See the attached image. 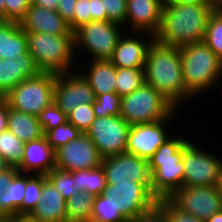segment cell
<instances>
[{
  "instance_id": "obj_37",
  "label": "cell",
  "mask_w": 222,
  "mask_h": 222,
  "mask_svg": "<svg viewBox=\"0 0 222 222\" xmlns=\"http://www.w3.org/2000/svg\"><path fill=\"white\" fill-rule=\"evenodd\" d=\"M93 104H79L67 115V121L81 133H86L95 120Z\"/></svg>"
},
{
  "instance_id": "obj_44",
  "label": "cell",
  "mask_w": 222,
  "mask_h": 222,
  "mask_svg": "<svg viewBox=\"0 0 222 222\" xmlns=\"http://www.w3.org/2000/svg\"><path fill=\"white\" fill-rule=\"evenodd\" d=\"M77 0H59L57 12L69 24L74 17V9Z\"/></svg>"
},
{
  "instance_id": "obj_46",
  "label": "cell",
  "mask_w": 222,
  "mask_h": 222,
  "mask_svg": "<svg viewBox=\"0 0 222 222\" xmlns=\"http://www.w3.org/2000/svg\"><path fill=\"white\" fill-rule=\"evenodd\" d=\"M9 104L4 98H0V133L7 130Z\"/></svg>"
},
{
  "instance_id": "obj_10",
  "label": "cell",
  "mask_w": 222,
  "mask_h": 222,
  "mask_svg": "<svg viewBox=\"0 0 222 222\" xmlns=\"http://www.w3.org/2000/svg\"><path fill=\"white\" fill-rule=\"evenodd\" d=\"M104 193L128 220L144 215L158 205V199L151 193V183L107 184Z\"/></svg>"
},
{
  "instance_id": "obj_14",
  "label": "cell",
  "mask_w": 222,
  "mask_h": 222,
  "mask_svg": "<svg viewBox=\"0 0 222 222\" xmlns=\"http://www.w3.org/2000/svg\"><path fill=\"white\" fill-rule=\"evenodd\" d=\"M95 98L93 89L78 69L57 75L53 102L66 115L79 104H93Z\"/></svg>"
},
{
  "instance_id": "obj_15",
  "label": "cell",
  "mask_w": 222,
  "mask_h": 222,
  "mask_svg": "<svg viewBox=\"0 0 222 222\" xmlns=\"http://www.w3.org/2000/svg\"><path fill=\"white\" fill-rule=\"evenodd\" d=\"M107 184L151 183L148 161L127 152L102 158Z\"/></svg>"
},
{
  "instance_id": "obj_38",
  "label": "cell",
  "mask_w": 222,
  "mask_h": 222,
  "mask_svg": "<svg viewBox=\"0 0 222 222\" xmlns=\"http://www.w3.org/2000/svg\"><path fill=\"white\" fill-rule=\"evenodd\" d=\"M37 118L43 131L55 129L67 121V115L54 102L44 108Z\"/></svg>"
},
{
  "instance_id": "obj_21",
  "label": "cell",
  "mask_w": 222,
  "mask_h": 222,
  "mask_svg": "<svg viewBox=\"0 0 222 222\" xmlns=\"http://www.w3.org/2000/svg\"><path fill=\"white\" fill-rule=\"evenodd\" d=\"M41 71L33 56L27 51L16 59H2L0 62V98L7 95L26 78H33Z\"/></svg>"
},
{
  "instance_id": "obj_19",
  "label": "cell",
  "mask_w": 222,
  "mask_h": 222,
  "mask_svg": "<svg viewBox=\"0 0 222 222\" xmlns=\"http://www.w3.org/2000/svg\"><path fill=\"white\" fill-rule=\"evenodd\" d=\"M16 168L19 173L46 175L56 168L55 150L47 143L44 136L26 142L23 157Z\"/></svg>"
},
{
  "instance_id": "obj_45",
  "label": "cell",
  "mask_w": 222,
  "mask_h": 222,
  "mask_svg": "<svg viewBox=\"0 0 222 222\" xmlns=\"http://www.w3.org/2000/svg\"><path fill=\"white\" fill-rule=\"evenodd\" d=\"M106 21L107 13L103 10L102 0H91V21Z\"/></svg>"
},
{
  "instance_id": "obj_17",
  "label": "cell",
  "mask_w": 222,
  "mask_h": 222,
  "mask_svg": "<svg viewBox=\"0 0 222 222\" xmlns=\"http://www.w3.org/2000/svg\"><path fill=\"white\" fill-rule=\"evenodd\" d=\"M154 40L150 33L125 31L109 61L119 68H144L148 49Z\"/></svg>"
},
{
  "instance_id": "obj_27",
  "label": "cell",
  "mask_w": 222,
  "mask_h": 222,
  "mask_svg": "<svg viewBox=\"0 0 222 222\" xmlns=\"http://www.w3.org/2000/svg\"><path fill=\"white\" fill-rule=\"evenodd\" d=\"M94 195L79 191L66 201V222H82L91 219Z\"/></svg>"
},
{
  "instance_id": "obj_33",
  "label": "cell",
  "mask_w": 222,
  "mask_h": 222,
  "mask_svg": "<svg viewBox=\"0 0 222 222\" xmlns=\"http://www.w3.org/2000/svg\"><path fill=\"white\" fill-rule=\"evenodd\" d=\"M46 175L26 174L25 195L23 198V214H30L42 200L43 182Z\"/></svg>"
},
{
  "instance_id": "obj_40",
  "label": "cell",
  "mask_w": 222,
  "mask_h": 222,
  "mask_svg": "<svg viewBox=\"0 0 222 222\" xmlns=\"http://www.w3.org/2000/svg\"><path fill=\"white\" fill-rule=\"evenodd\" d=\"M102 5L107 13V20L125 25L127 0H102Z\"/></svg>"
},
{
  "instance_id": "obj_3",
  "label": "cell",
  "mask_w": 222,
  "mask_h": 222,
  "mask_svg": "<svg viewBox=\"0 0 222 222\" xmlns=\"http://www.w3.org/2000/svg\"><path fill=\"white\" fill-rule=\"evenodd\" d=\"M174 132L176 136L172 135L167 138L148 160L151 193L158 200L170 198L183 186V147L190 138L186 137V134L182 136L180 132Z\"/></svg>"
},
{
  "instance_id": "obj_30",
  "label": "cell",
  "mask_w": 222,
  "mask_h": 222,
  "mask_svg": "<svg viewBox=\"0 0 222 222\" xmlns=\"http://www.w3.org/2000/svg\"><path fill=\"white\" fill-rule=\"evenodd\" d=\"M24 142L10 130L0 133V156L13 167H17L23 157Z\"/></svg>"
},
{
  "instance_id": "obj_16",
  "label": "cell",
  "mask_w": 222,
  "mask_h": 222,
  "mask_svg": "<svg viewBox=\"0 0 222 222\" xmlns=\"http://www.w3.org/2000/svg\"><path fill=\"white\" fill-rule=\"evenodd\" d=\"M56 168L64 171L93 169L101 165L102 157L86 133L55 150Z\"/></svg>"
},
{
  "instance_id": "obj_50",
  "label": "cell",
  "mask_w": 222,
  "mask_h": 222,
  "mask_svg": "<svg viewBox=\"0 0 222 222\" xmlns=\"http://www.w3.org/2000/svg\"><path fill=\"white\" fill-rule=\"evenodd\" d=\"M164 2L170 1V0H163ZM182 4H193V5H202L207 4L209 6H212L215 10L221 9L214 0H178Z\"/></svg>"
},
{
  "instance_id": "obj_42",
  "label": "cell",
  "mask_w": 222,
  "mask_h": 222,
  "mask_svg": "<svg viewBox=\"0 0 222 222\" xmlns=\"http://www.w3.org/2000/svg\"><path fill=\"white\" fill-rule=\"evenodd\" d=\"M30 5L31 0H6L5 21L20 22Z\"/></svg>"
},
{
  "instance_id": "obj_58",
  "label": "cell",
  "mask_w": 222,
  "mask_h": 222,
  "mask_svg": "<svg viewBox=\"0 0 222 222\" xmlns=\"http://www.w3.org/2000/svg\"><path fill=\"white\" fill-rule=\"evenodd\" d=\"M0 222H8L5 218H1Z\"/></svg>"
},
{
  "instance_id": "obj_5",
  "label": "cell",
  "mask_w": 222,
  "mask_h": 222,
  "mask_svg": "<svg viewBox=\"0 0 222 222\" xmlns=\"http://www.w3.org/2000/svg\"><path fill=\"white\" fill-rule=\"evenodd\" d=\"M26 36L28 52L41 72L59 75L77 69L74 35L26 32Z\"/></svg>"
},
{
  "instance_id": "obj_35",
  "label": "cell",
  "mask_w": 222,
  "mask_h": 222,
  "mask_svg": "<svg viewBox=\"0 0 222 222\" xmlns=\"http://www.w3.org/2000/svg\"><path fill=\"white\" fill-rule=\"evenodd\" d=\"M46 178L61 193L65 201L79 192L78 189L74 186L75 179L69 171L54 168L51 172L46 174Z\"/></svg>"
},
{
  "instance_id": "obj_48",
  "label": "cell",
  "mask_w": 222,
  "mask_h": 222,
  "mask_svg": "<svg viewBox=\"0 0 222 222\" xmlns=\"http://www.w3.org/2000/svg\"><path fill=\"white\" fill-rule=\"evenodd\" d=\"M59 0H31V4L46 8L49 10L57 11Z\"/></svg>"
},
{
  "instance_id": "obj_43",
  "label": "cell",
  "mask_w": 222,
  "mask_h": 222,
  "mask_svg": "<svg viewBox=\"0 0 222 222\" xmlns=\"http://www.w3.org/2000/svg\"><path fill=\"white\" fill-rule=\"evenodd\" d=\"M17 173L18 169L13 166L0 173V219L6 218V187Z\"/></svg>"
},
{
  "instance_id": "obj_20",
  "label": "cell",
  "mask_w": 222,
  "mask_h": 222,
  "mask_svg": "<svg viewBox=\"0 0 222 222\" xmlns=\"http://www.w3.org/2000/svg\"><path fill=\"white\" fill-rule=\"evenodd\" d=\"M25 32L46 33L52 35H74L69 24L54 10L31 4L25 16L19 22Z\"/></svg>"
},
{
  "instance_id": "obj_31",
  "label": "cell",
  "mask_w": 222,
  "mask_h": 222,
  "mask_svg": "<svg viewBox=\"0 0 222 222\" xmlns=\"http://www.w3.org/2000/svg\"><path fill=\"white\" fill-rule=\"evenodd\" d=\"M109 199L104 192L95 196L91 219L96 222H127L128 219Z\"/></svg>"
},
{
  "instance_id": "obj_1",
  "label": "cell",
  "mask_w": 222,
  "mask_h": 222,
  "mask_svg": "<svg viewBox=\"0 0 222 222\" xmlns=\"http://www.w3.org/2000/svg\"><path fill=\"white\" fill-rule=\"evenodd\" d=\"M145 81L153 86L177 110L196 99L186 88L182 75L181 54L178 46H167L156 40L146 56ZM183 103V105H182Z\"/></svg>"
},
{
  "instance_id": "obj_6",
  "label": "cell",
  "mask_w": 222,
  "mask_h": 222,
  "mask_svg": "<svg viewBox=\"0 0 222 222\" xmlns=\"http://www.w3.org/2000/svg\"><path fill=\"white\" fill-rule=\"evenodd\" d=\"M176 110L153 86L147 83L121 97L120 116L130 126L163 120L170 117Z\"/></svg>"
},
{
  "instance_id": "obj_9",
  "label": "cell",
  "mask_w": 222,
  "mask_h": 222,
  "mask_svg": "<svg viewBox=\"0 0 222 222\" xmlns=\"http://www.w3.org/2000/svg\"><path fill=\"white\" fill-rule=\"evenodd\" d=\"M206 148L193 139L183 147V186L216 187L222 167V157H217V153L212 154Z\"/></svg>"
},
{
  "instance_id": "obj_7",
  "label": "cell",
  "mask_w": 222,
  "mask_h": 222,
  "mask_svg": "<svg viewBox=\"0 0 222 222\" xmlns=\"http://www.w3.org/2000/svg\"><path fill=\"white\" fill-rule=\"evenodd\" d=\"M124 32L122 25L109 20L91 21L82 25L74 32L76 59L79 57L78 53L83 57L81 52L84 51L87 59L109 60Z\"/></svg>"
},
{
  "instance_id": "obj_25",
  "label": "cell",
  "mask_w": 222,
  "mask_h": 222,
  "mask_svg": "<svg viewBox=\"0 0 222 222\" xmlns=\"http://www.w3.org/2000/svg\"><path fill=\"white\" fill-rule=\"evenodd\" d=\"M7 126L8 130L24 143L44 136L42 126L36 116L16 111L10 107Z\"/></svg>"
},
{
  "instance_id": "obj_54",
  "label": "cell",
  "mask_w": 222,
  "mask_h": 222,
  "mask_svg": "<svg viewBox=\"0 0 222 222\" xmlns=\"http://www.w3.org/2000/svg\"><path fill=\"white\" fill-rule=\"evenodd\" d=\"M10 165L6 162V160L0 156V173L7 170Z\"/></svg>"
},
{
  "instance_id": "obj_57",
  "label": "cell",
  "mask_w": 222,
  "mask_h": 222,
  "mask_svg": "<svg viewBox=\"0 0 222 222\" xmlns=\"http://www.w3.org/2000/svg\"><path fill=\"white\" fill-rule=\"evenodd\" d=\"M82 222H96V221H94V220H92V219H89V220L82 221Z\"/></svg>"
},
{
  "instance_id": "obj_41",
  "label": "cell",
  "mask_w": 222,
  "mask_h": 222,
  "mask_svg": "<svg viewBox=\"0 0 222 222\" xmlns=\"http://www.w3.org/2000/svg\"><path fill=\"white\" fill-rule=\"evenodd\" d=\"M74 11L73 20L69 23L73 32L91 22V0H77Z\"/></svg>"
},
{
  "instance_id": "obj_52",
  "label": "cell",
  "mask_w": 222,
  "mask_h": 222,
  "mask_svg": "<svg viewBox=\"0 0 222 222\" xmlns=\"http://www.w3.org/2000/svg\"><path fill=\"white\" fill-rule=\"evenodd\" d=\"M6 0H0V21H5Z\"/></svg>"
},
{
  "instance_id": "obj_53",
  "label": "cell",
  "mask_w": 222,
  "mask_h": 222,
  "mask_svg": "<svg viewBox=\"0 0 222 222\" xmlns=\"http://www.w3.org/2000/svg\"><path fill=\"white\" fill-rule=\"evenodd\" d=\"M216 188L218 190V193L222 197V167H221L220 172H219Z\"/></svg>"
},
{
  "instance_id": "obj_32",
  "label": "cell",
  "mask_w": 222,
  "mask_h": 222,
  "mask_svg": "<svg viewBox=\"0 0 222 222\" xmlns=\"http://www.w3.org/2000/svg\"><path fill=\"white\" fill-rule=\"evenodd\" d=\"M204 42L222 60V8L210 15Z\"/></svg>"
},
{
  "instance_id": "obj_49",
  "label": "cell",
  "mask_w": 222,
  "mask_h": 222,
  "mask_svg": "<svg viewBox=\"0 0 222 222\" xmlns=\"http://www.w3.org/2000/svg\"><path fill=\"white\" fill-rule=\"evenodd\" d=\"M8 222H38L30 214H12L5 218Z\"/></svg>"
},
{
  "instance_id": "obj_24",
  "label": "cell",
  "mask_w": 222,
  "mask_h": 222,
  "mask_svg": "<svg viewBox=\"0 0 222 222\" xmlns=\"http://www.w3.org/2000/svg\"><path fill=\"white\" fill-rule=\"evenodd\" d=\"M28 51L26 32L16 21H0V59H16Z\"/></svg>"
},
{
  "instance_id": "obj_18",
  "label": "cell",
  "mask_w": 222,
  "mask_h": 222,
  "mask_svg": "<svg viewBox=\"0 0 222 222\" xmlns=\"http://www.w3.org/2000/svg\"><path fill=\"white\" fill-rule=\"evenodd\" d=\"M163 6V0H127L124 29L155 35L160 27Z\"/></svg>"
},
{
  "instance_id": "obj_34",
  "label": "cell",
  "mask_w": 222,
  "mask_h": 222,
  "mask_svg": "<svg viewBox=\"0 0 222 222\" xmlns=\"http://www.w3.org/2000/svg\"><path fill=\"white\" fill-rule=\"evenodd\" d=\"M43 132H44V137L47 140V143L54 150H57L61 146L66 145L68 142L76 139L81 133L76 127H74L68 121L59 125L55 129Z\"/></svg>"
},
{
  "instance_id": "obj_22",
  "label": "cell",
  "mask_w": 222,
  "mask_h": 222,
  "mask_svg": "<svg viewBox=\"0 0 222 222\" xmlns=\"http://www.w3.org/2000/svg\"><path fill=\"white\" fill-rule=\"evenodd\" d=\"M82 62V65L81 61L79 62L81 68L77 65V69L86 78L96 97L105 93H116L115 65L109 60H87L86 62L84 60ZM86 63H88L87 66Z\"/></svg>"
},
{
  "instance_id": "obj_55",
  "label": "cell",
  "mask_w": 222,
  "mask_h": 222,
  "mask_svg": "<svg viewBox=\"0 0 222 222\" xmlns=\"http://www.w3.org/2000/svg\"><path fill=\"white\" fill-rule=\"evenodd\" d=\"M159 222H170L160 207H159Z\"/></svg>"
},
{
  "instance_id": "obj_13",
  "label": "cell",
  "mask_w": 222,
  "mask_h": 222,
  "mask_svg": "<svg viewBox=\"0 0 222 222\" xmlns=\"http://www.w3.org/2000/svg\"><path fill=\"white\" fill-rule=\"evenodd\" d=\"M169 199L182 211L204 222L222 210V197L216 187L182 186Z\"/></svg>"
},
{
  "instance_id": "obj_56",
  "label": "cell",
  "mask_w": 222,
  "mask_h": 222,
  "mask_svg": "<svg viewBox=\"0 0 222 222\" xmlns=\"http://www.w3.org/2000/svg\"><path fill=\"white\" fill-rule=\"evenodd\" d=\"M214 2H215L220 8H222V0H214Z\"/></svg>"
},
{
  "instance_id": "obj_2",
  "label": "cell",
  "mask_w": 222,
  "mask_h": 222,
  "mask_svg": "<svg viewBox=\"0 0 222 222\" xmlns=\"http://www.w3.org/2000/svg\"><path fill=\"white\" fill-rule=\"evenodd\" d=\"M214 10L205 3L191 5L178 0L164 2L155 40L163 45L178 47L204 42L207 22Z\"/></svg>"
},
{
  "instance_id": "obj_4",
  "label": "cell",
  "mask_w": 222,
  "mask_h": 222,
  "mask_svg": "<svg viewBox=\"0 0 222 222\" xmlns=\"http://www.w3.org/2000/svg\"><path fill=\"white\" fill-rule=\"evenodd\" d=\"M180 48L185 88L196 98L212 91L222 82V60L205 42ZM202 94V95H201Z\"/></svg>"
},
{
  "instance_id": "obj_11",
  "label": "cell",
  "mask_w": 222,
  "mask_h": 222,
  "mask_svg": "<svg viewBox=\"0 0 222 222\" xmlns=\"http://www.w3.org/2000/svg\"><path fill=\"white\" fill-rule=\"evenodd\" d=\"M178 112L182 113L176 110L170 117L163 120L130 126L126 152L148 161L165 140L172 135L169 132H172L173 122L179 120L177 118Z\"/></svg>"
},
{
  "instance_id": "obj_28",
  "label": "cell",
  "mask_w": 222,
  "mask_h": 222,
  "mask_svg": "<svg viewBox=\"0 0 222 222\" xmlns=\"http://www.w3.org/2000/svg\"><path fill=\"white\" fill-rule=\"evenodd\" d=\"M26 174L17 173L6 187V218L12 214H23Z\"/></svg>"
},
{
  "instance_id": "obj_47",
  "label": "cell",
  "mask_w": 222,
  "mask_h": 222,
  "mask_svg": "<svg viewBox=\"0 0 222 222\" xmlns=\"http://www.w3.org/2000/svg\"><path fill=\"white\" fill-rule=\"evenodd\" d=\"M127 222H159V206L157 205L148 213L138 216L135 219H130Z\"/></svg>"
},
{
  "instance_id": "obj_12",
  "label": "cell",
  "mask_w": 222,
  "mask_h": 222,
  "mask_svg": "<svg viewBox=\"0 0 222 222\" xmlns=\"http://www.w3.org/2000/svg\"><path fill=\"white\" fill-rule=\"evenodd\" d=\"M130 125L119 116L96 117L86 134L102 158L126 152Z\"/></svg>"
},
{
  "instance_id": "obj_8",
  "label": "cell",
  "mask_w": 222,
  "mask_h": 222,
  "mask_svg": "<svg viewBox=\"0 0 222 222\" xmlns=\"http://www.w3.org/2000/svg\"><path fill=\"white\" fill-rule=\"evenodd\" d=\"M57 74L41 72L26 78L3 98L10 108L36 116L53 102Z\"/></svg>"
},
{
  "instance_id": "obj_36",
  "label": "cell",
  "mask_w": 222,
  "mask_h": 222,
  "mask_svg": "<svg viewBox=\"0 0 222 222\" xmlns=\"http://www.w3.org/2000/svg\"><path fill=\"white\" fill-rule=\"evenodd\" d=\"M95 117L119 116L121 97L117 93L98 95L93 103Z\"/></svg>"
},
{
  "instance_id": "obj_51",
  "label": "cell",
  "mask_w": 222,
  "mask_h": 222,
  "mask_svg": "<svg viewBox=\"0 0 222 222\" xmlns=\"http://www.w3.org/2000/svg\"><path fill=\"white\" fill-rule=\"evenodd\" d=\"M205 222H222V210L214 213L209 219Z\"/></svg>"
},
{
  "instance_id": "obj_39",
  "label": "cell",
  "mask_w": 222,
  "mask_h": 222,
  "mask_svg": "<svg viewBox=\"0 0 222 222\" xmlns=\"http://www.w3.org/2000/svg\"><path fill=\"white\" fill-rule=\"evenodd\" d=\"M158 206L162 209L170 222H204L201 219L182 211L169 198L158 200Z\"/></svg>"
},
{
  "instance_id": "obj_29",
  "label": "cell",
  "mask_w": 222,
  "mask_h": 222,
  "mask_svg": "<svg viewBox=\"0 0 222 222\" xmlns=\"http://www.w3.org/2000/svg\"><path fill=\"white\" fill-rule=\"evenodd\" d=\"M144 83H146L144 68L116 67V93L120 97L130 94Z\"/></svg>"
},
{
  "instance_id": "obj_26",
  "label": "cell",
  "mask_w": 222,
  "mask_h": 222,
  "mask_svg": "<svg viewBox=\"0 0 222 222\" xmlns=\"http://www.w3.org/2000/svg\"><path fill=\"white\" fill-rule=\"evenodd\" d=\"M75 179V187L78 191L98 196L102 194L107 185L105 172L102 166L93 169H82L70 172Z\"/></svg>"
},
{
  "instance_id": "obj_23",
  "label": "cell",
  "mask_w": 222,
  "mask_h": 222,
  "mask_svg": "<svg viewBox=\"0 0 222 222\" xmlns=\"http://www.w3.org/2000/svg\"><path fill=\"white\" fill-rule=\"evenodd\" d=\"M30 215L38 222H66V201L48 179L43 182L42 200Z\"/></svg>"
}]
</instances>
